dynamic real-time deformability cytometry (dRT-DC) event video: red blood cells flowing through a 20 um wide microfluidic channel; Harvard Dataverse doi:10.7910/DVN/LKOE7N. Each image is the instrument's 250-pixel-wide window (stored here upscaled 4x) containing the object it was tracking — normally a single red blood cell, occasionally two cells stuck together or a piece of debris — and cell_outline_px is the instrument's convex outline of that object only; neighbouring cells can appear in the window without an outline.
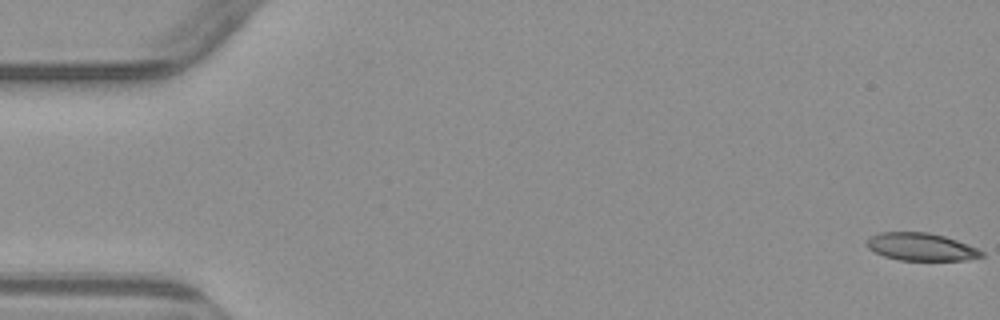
{"species": "common noctule bat (a hibernating species)", "species_latin": "Nyctalus noctula", "temperature_condition": "warm", "stored_images_in_passage": 5, "camera_frame_rate_fps": 3000, "um_per_image_px": 0.085, "animal": {"sex": "male", "body_mass_g": 23.1, "forearm_length_mm": 52.7}, "frame": {"image": 1, "passage_image": 1, "time_ms": 0.0, "image_size_px": [1000, 320], "cell_outline_px": [[984, 256], [968, 260], [900, 260], [884, 256], [868, 248], [864, 244], [868, 236], [880, 232], [928, 232], [944, 236], [956, 240], [976, 248], [984, 252]], "centroid_in_image_um": [78.25, 20.97], "position_along_channel_um": 6.8, "area_um2": 18.55}}
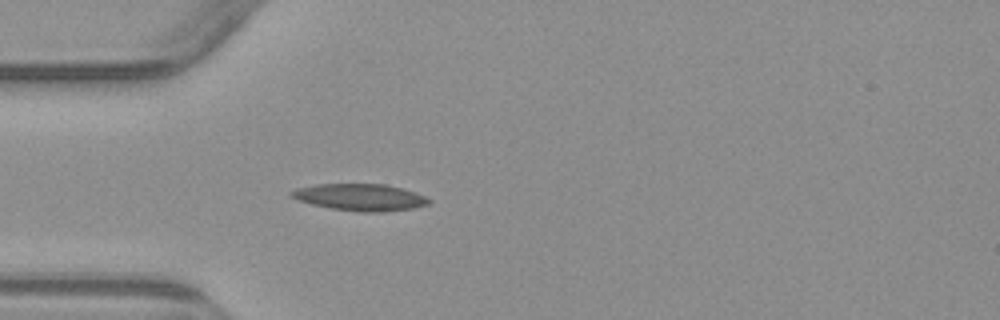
{"frame": {"image": 2, "passage_image": 5, "time_ms": 5.0, "image_size_px": [1000, 320], "cell_outline_px": [[432, 200], [428, 204], [412, 208], [380, 212], [360, 212], [332, 208], [312, 204], [300, 200], [292, 196], [288, 192], [296, 188], [316, 184], [384, 184], [404, 188], [416, 192]], "centroid_in_image_um": [30.63, 16.75], "position_along_channel_um": 54.4, "area_um2": 21.39}}